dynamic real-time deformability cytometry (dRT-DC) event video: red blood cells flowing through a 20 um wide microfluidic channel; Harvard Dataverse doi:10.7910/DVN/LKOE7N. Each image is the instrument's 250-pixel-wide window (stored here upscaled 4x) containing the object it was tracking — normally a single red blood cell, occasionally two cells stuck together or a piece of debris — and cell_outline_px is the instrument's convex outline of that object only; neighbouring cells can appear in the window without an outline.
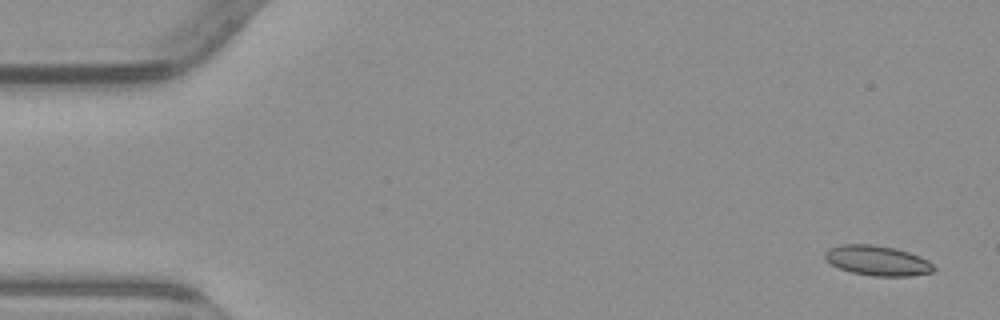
{"species": "common noctule bat (a hibernating species)", "species_latin": "Nyctalus noctula", "temperature_condition": "warm", "stored_images_in_passage": 4, "camera_frame_rate_fps": 3000, "um_per_image_px": 0.085, "animal": {"sex": "male", "body_mass_g": 23.1, "forearm_length_mm": 52.7}, "frame": {"image": 1, "passage_image": 1, "time_ms": 0.0, "image_size_px": [1000, 320], "cell_outline_px": [[936, 268], [932, 272], [912, 276], [872, 276], [852, 272], [840, 268], [832, 264], [824, 256], [824, 252], [828, 248], [844, 244], [872, 244], [896, 248], [908, 252], [928, 260]], "centroid_in_image_um": [74.59, 22.15], "position_along_channel_um": 10.4, "area_um2": 18.96}}
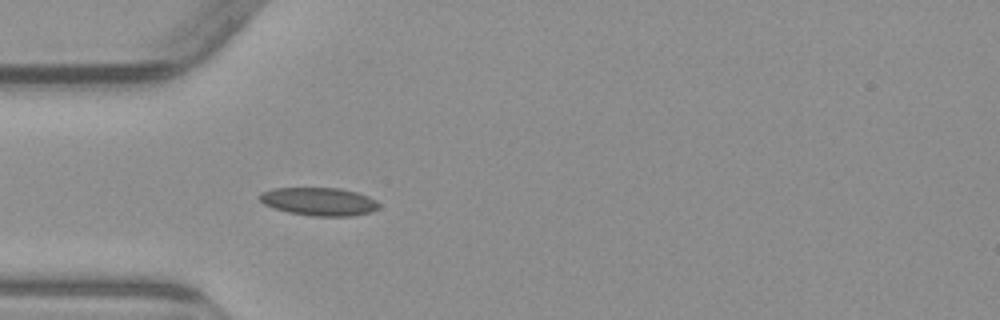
{"frame": {"image": 2, "passage_image": 4, "time_ms": 4.667, "image_size_px": [1000, 320], "cell_outline_px": [[380, 204], [376, 208], [368, 212], [352, 216], [312, 216], [288, 212], [272, 208], [264, 204], [256, 196], [260, 192], [272, 188], [340, 188], [356, 192], [368, 196], [376, 200]], "centroid_in_image_um": [27.05, 17.12], "position_along_channel_um": 58.0, "area_um2": 19.59}}